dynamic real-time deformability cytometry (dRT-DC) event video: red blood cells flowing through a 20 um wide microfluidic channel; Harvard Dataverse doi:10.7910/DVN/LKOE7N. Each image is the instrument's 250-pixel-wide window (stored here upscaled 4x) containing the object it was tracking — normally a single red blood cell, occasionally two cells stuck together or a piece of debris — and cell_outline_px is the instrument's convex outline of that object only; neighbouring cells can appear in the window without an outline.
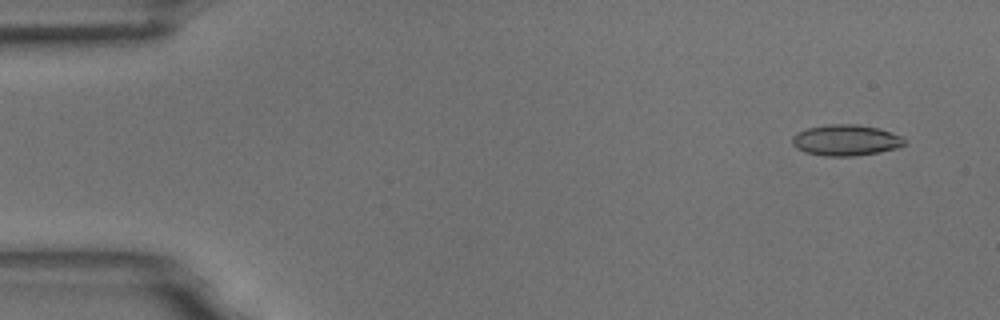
{"species": "common noctule bat (a hibernating species)", "species_latin": "Nyctalus noctula", "temperature_condition": "room temperature", "stored_images_in_passage": 55, "camera_frame_rate_fps": 3000, "um_per_image_px": 0.085, "animal": {"sex": "male", "body_mass_g": 18.8}, "frame": {"image": 1, "passage_image": 4, "time_ms": 1.0, "image_size_px": [1000, 320], "cell_outline_px": [[904, 144], [896, 148], [880, 152], [856, 156], [824, 156], [804, 152], [796, 148], [792, 144], [792, 136], [796, 132], [808, 128], [832, 124], [856, 124], [876, 128], [904, 136]], "centroid_in_image_um": [71.87, 11.92], "position_along_channel_um": 13.1, "area_um2": 20.29}}
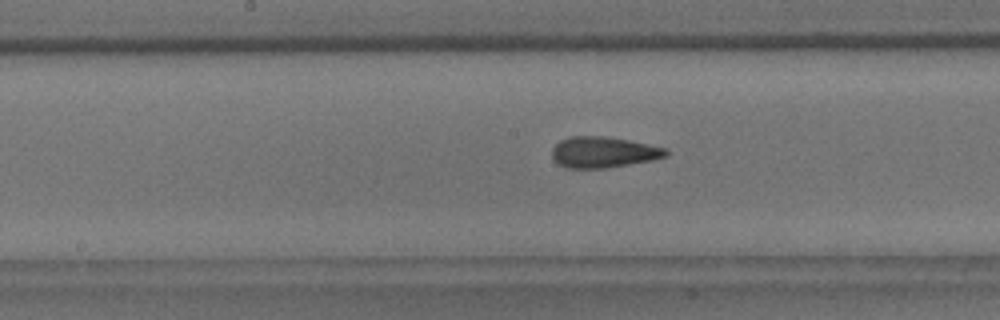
{"frame": {"image": 2, "passage_image": 28, "time_ms": 9.0, "image_size_px": [1000, 320], "cell_outline_px": [[668, 156], [652, 160], [608, 168], [564, 168], [552, 156], [552, 148], [560, 140], [568, 136], [604, 136], [628, 140], [668, 148]], "centroid_in_image_um": [51.3, 12.93], "position_along_channel_um": 196.9, "area_um2": 20.63}}
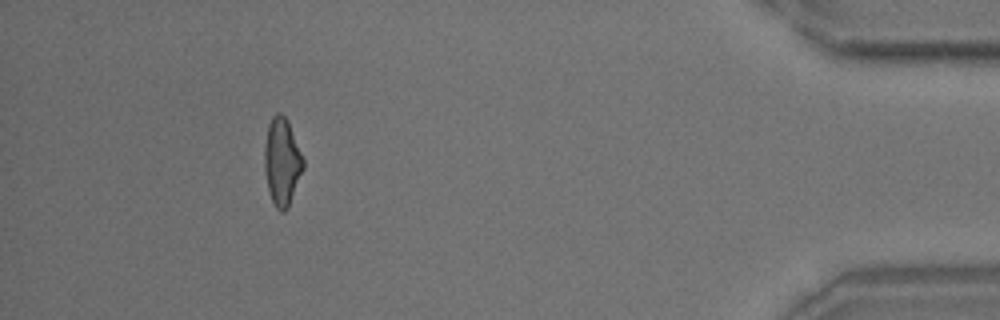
{"frame": {"image": 3, "passage_image": 50, "time_ms": 16.333, "image_size_px": [1000, 320], "cell_outline_px": [[304, 168], [288, 208], [284, 212], [280, 212], [276, 208], [272, 200], [268, 188], [264, 168], [264, 148], [268, 124], [272, 116], [276, 112], [280, 112], [288, 120], [304, 160]], "centroid_in_image_um": [23.97, 13.73], "position_along_channel_um": 411.2, "area_um2": 19.83}, "authors_computed_cell_mechanics": {"area_um2": 19.941, "velocity_mm_per_s": 3.724, "shape_relaxation_time_tau1_ms": 4.7438, "shape_relaxation_time_tau2_ms": 1.4534, "deformation_change_tau1": 0.156, "deformation_change_tau2": 0.0863}}